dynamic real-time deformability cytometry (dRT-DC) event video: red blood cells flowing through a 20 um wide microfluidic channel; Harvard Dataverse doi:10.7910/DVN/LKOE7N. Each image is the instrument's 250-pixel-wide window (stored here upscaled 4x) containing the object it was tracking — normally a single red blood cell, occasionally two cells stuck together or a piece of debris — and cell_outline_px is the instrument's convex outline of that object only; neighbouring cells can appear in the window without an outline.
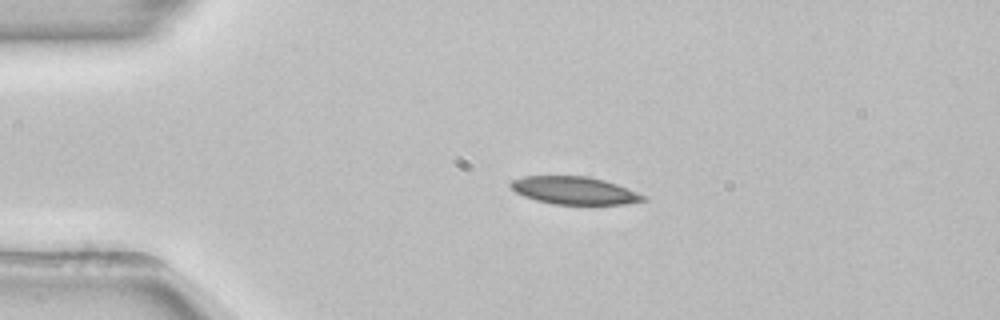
{"species": "common noctule bat (a hibernating species)", "species_latin": "Nyctalus noctula", "temperature_condition": "room temperature", "stored_images_in_passage": 35, "camera_frame_rate_fps": 3000, "um_per_image_px": 0.085, "animal": {"sex": "female", "body_mass_g": 22.7, "forearm_length_mm": 54.2}, "frame": {"image": 1, "passage_image": 1, "time_ms": 0.0, "image_size_px": [1000, 320], "cell_outline_px": [[648, 200], [624, 204], [552, 204], [536, 200], [524, 196], [516, 192], [508, 184], [512, 180], [524, 176], [588, 176], [604, 180], [616, 184], [648, 196]], "centroid_in_image_um": [48.84, 16.19], "position_along_channel_um": 36.2, "area_um2": 21.39}}
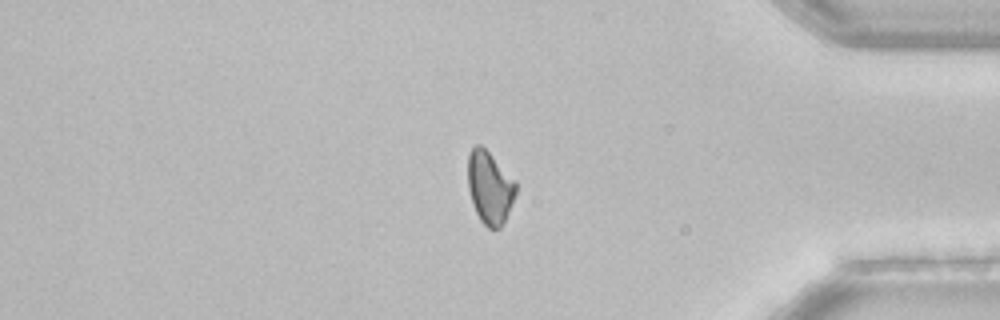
{"frame": {"image": 2, "passage_image": 34, "time_ms": 11.0, "image_size_px": [1000, 320], "cell_outline_px": [[516, 192], [504, 224], [500, 228], [488, 228], [480, 220], [472, 204], [468, 188], [468, 156], [472, 148], [476, 144], [480, 144], [516, 180]], "centroid_in_image_um": [41.63, 15.95], "position_along_channel_um": 393.6, "area_um2": 20.29}}